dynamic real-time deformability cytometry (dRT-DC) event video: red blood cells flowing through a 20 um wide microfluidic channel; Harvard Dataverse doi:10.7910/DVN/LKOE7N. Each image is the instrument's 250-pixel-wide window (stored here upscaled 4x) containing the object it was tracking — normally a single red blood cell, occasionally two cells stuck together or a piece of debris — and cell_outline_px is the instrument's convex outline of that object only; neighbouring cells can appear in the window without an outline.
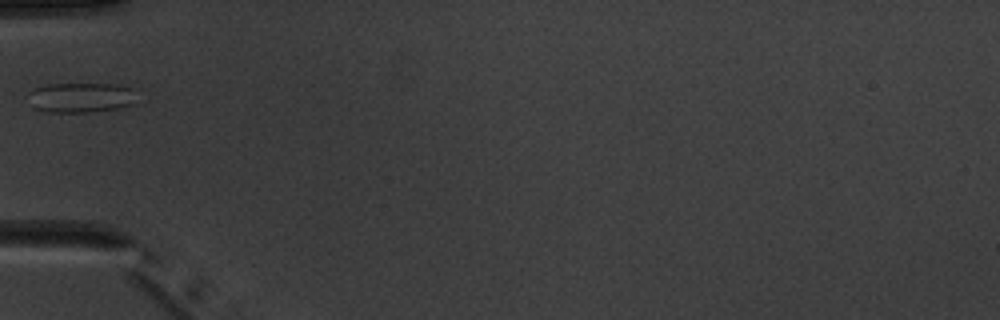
{"species": "common noctule bat (a hibernating species)", "species_latin": "Nyctalus noctula", "temperature_condition": "warm", "stored_images_in_passage": 2, "camera_frame_rate_fps": 3000, "um_per_image_px": 0.085, "animal": {"sex": "male", "body_mass_g": 20.1, "forearm_length_mm": 53.5}, "frame": {"image": 1, "passage_image": 2, "time_ms": 1.0, "image_size_px": [1000, 320], "cell_outline_px": [[140, 100], [132, 104], [116, 108], [88, 112], [48, 112], [32, 108], [28, 104], [24, 96], [32, 88], [48, 84], [116, 84], [132, 88]], "centroid_in_image_um": [6.8, 8.29], "position_along_channel_um": 78.2, "area_um2": 19.54}}